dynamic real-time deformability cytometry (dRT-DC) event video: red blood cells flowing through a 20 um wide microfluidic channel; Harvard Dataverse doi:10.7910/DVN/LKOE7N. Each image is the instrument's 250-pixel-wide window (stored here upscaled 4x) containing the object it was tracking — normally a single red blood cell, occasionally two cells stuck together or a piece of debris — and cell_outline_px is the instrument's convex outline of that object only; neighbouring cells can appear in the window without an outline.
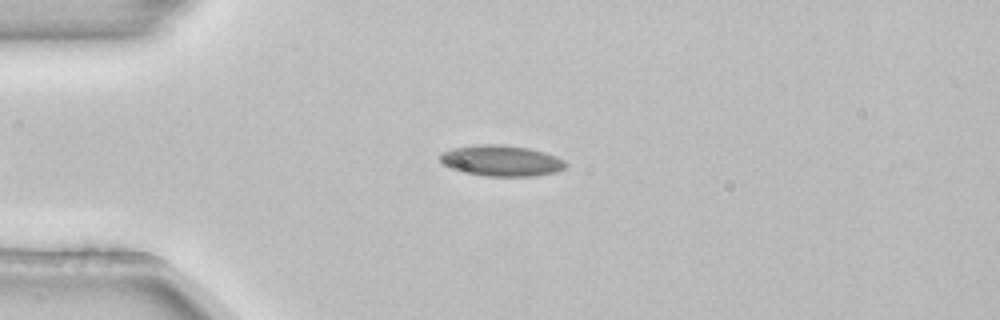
{"species": "common noctule bat (a hibernating species)", "species_latin": "Nyctalus noctula", "temperature_condition": "room temperature", "stored_images_in_passage": 7, "camera_frame_rate_fps": 3000, "um_per_image_px": 0.085, "animal": {"sex": "female", "body_mass_g": 22.7, "forearm_length_mm": 54.2}, "frame": {"image": 1, "passage_image": 3, "time_ms": 0.667, "image_size_px": [1000, 320], "cell_outline_px": [[568, 164], [564, 168], [556, 172], [536, 176], [488, 176], [460, 172], [444, 164], [440, 160], [440, 152], [452, 148], [476, 144], [500, 144], [528, 148], [544, 152], [556, 156], [564, 160]], "centroid_in_image_um": [42.6, 13.66], "position_along_channel_um": 42.4, "area_um2": 22.77}}